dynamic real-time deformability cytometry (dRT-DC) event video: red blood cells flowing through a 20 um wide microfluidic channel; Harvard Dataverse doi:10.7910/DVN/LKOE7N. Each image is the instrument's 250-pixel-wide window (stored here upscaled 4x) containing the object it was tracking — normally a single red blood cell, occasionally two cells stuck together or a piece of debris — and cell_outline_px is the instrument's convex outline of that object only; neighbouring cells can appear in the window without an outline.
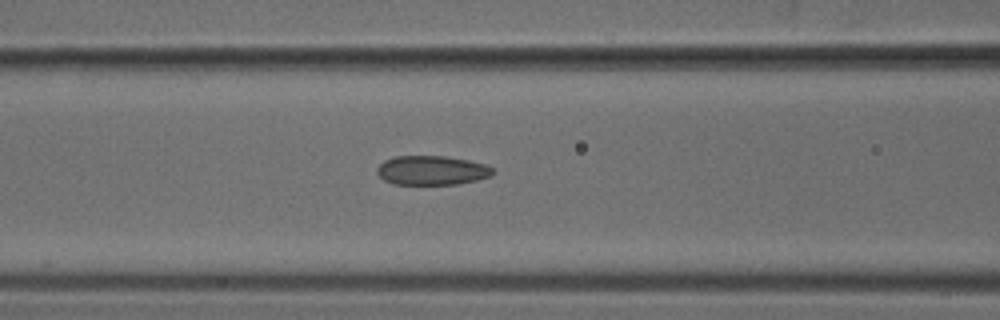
{"species": "common noctule bat (a hibernating species)", "species_latin": "Nyctalus noctula", "temperature_condition": "cold", "stored_images_in_passage": 48, "camera_frame_rate_fps": 3000, "um_per_image_px": 0.085, "animal": {"sex": "male", "body_mass_g": 18.8}, "frame": {"image": 1, "passage_image": 18, "time_ms": 5.667, "image_size_px": [1000, 320], "cell_outline_px": [[496, 172], [492, 176], [476, 180], [456, 184], [392, 184], [384, 180], [376, 172], [376, 168], [384, 160], [396, 156], [444, 156], [468, 160], [484, 164], [492, 168]], "centroid_in_image_um": [36.7, 14.48], "position_along_channel_um": 129.9, "area_um2": 19.77}}
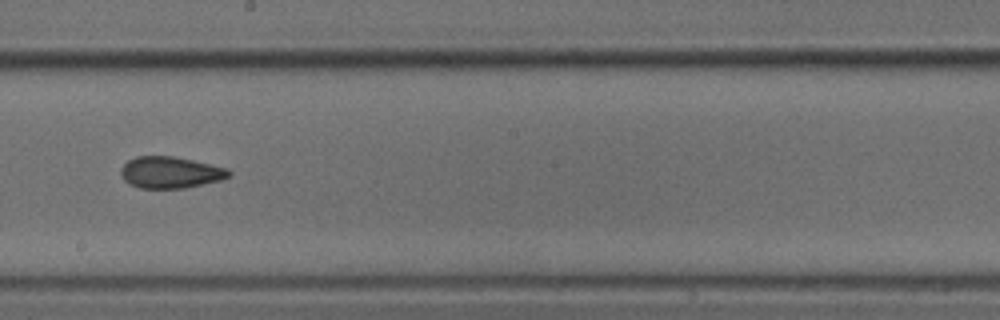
{"frame": {"image": 2, "passage_image": 26, "time_ms": 8.333, "image_size_px": [1000, 320], "cell_outline_px": [[232, 176], [220, 180], [184, 188], [140, 188], [128, 184], [124, 180], [120, 172], [120, 168], [128, 160], [136, 156], [172, 156], [192, 160], [228, 168], [232, 172]], "centroid_in_image_um": [14.47, 14.65], "position_along_channel_um": 233.7, "area_um2": 19.94}}
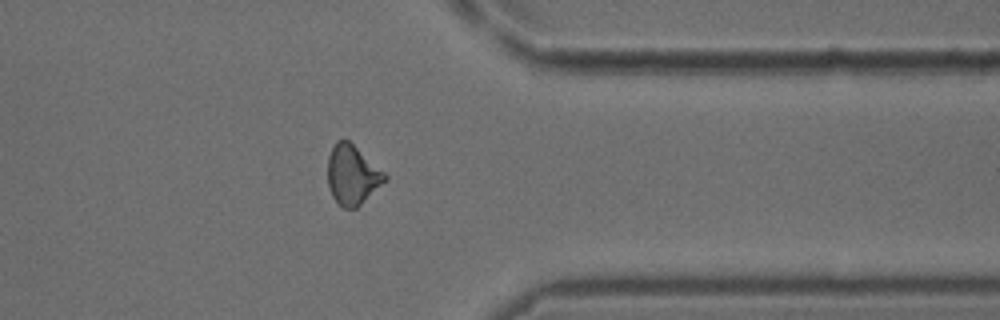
{"frame": {"image": 3, "passage_image": 38, "time_ms": 12.333, "image_size_px": [1000, 320], "cell_outline_px": [[388, 180], [356, 208], [344, 208], [332, 196], [328, 184], [328, 156], [336, 140], [348, 140], [384, 172], [388, 176]], "centroid_in_image_um": [29.95, 14.87], "position_along_channel_um": 381.4, "area_um2": 19.59}}